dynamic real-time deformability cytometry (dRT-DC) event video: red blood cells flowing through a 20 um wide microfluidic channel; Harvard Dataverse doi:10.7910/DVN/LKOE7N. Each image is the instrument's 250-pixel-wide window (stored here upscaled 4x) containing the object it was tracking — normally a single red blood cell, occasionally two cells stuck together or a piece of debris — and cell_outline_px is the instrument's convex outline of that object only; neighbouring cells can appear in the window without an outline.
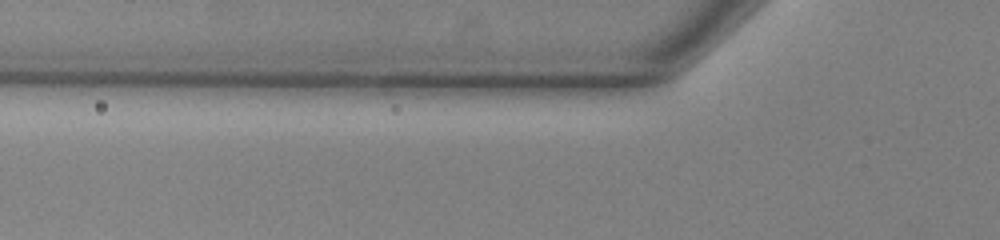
{"species": "common noctule bat (a hibernating species)", "species_latin": "Nyctalus noctula", "temperature_condition": "warm", "stored_images_in_passage": 3, "camera_frame_rate_fps": 3000, "um_per_image_px": 0.085, "animal": {"sex": "male", "body_mass_g": 13.0, "forearm_length_mm": 53.1}, "frame": {"image": 1, "passage_image": 3, "time_ms": 0.667, "image_size_px": [1000, 240], "cell_outline_px": [[404, 148], [388, 148], [236, 144], [236, 140], [252, 132], [376, 132], [396, 136], [404, 140]], "centroid_in_image_um": [27.52, 11.85], "position_along_channel_um": 98.3, "area_um2": 16.13}}